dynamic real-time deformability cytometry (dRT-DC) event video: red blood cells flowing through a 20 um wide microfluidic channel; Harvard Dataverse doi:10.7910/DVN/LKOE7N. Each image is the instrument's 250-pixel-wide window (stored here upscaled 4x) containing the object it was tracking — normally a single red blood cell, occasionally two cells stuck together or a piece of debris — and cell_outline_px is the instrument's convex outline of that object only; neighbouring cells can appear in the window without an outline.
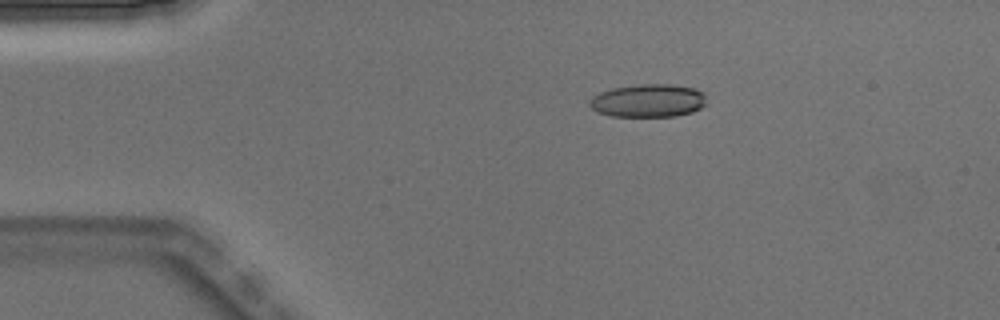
{"species": "Egyptian fruit bat (a non-hibernating species)", "species_latin": "Rousettus aegyptiacus", "temperature_condition": "warm", "stored_images_in_passage": 4, "camera_frame_rate_fps": 3000, "um_per_image_px": 0.085, "animal": {"sex": "male"}, "frame": {"image": 1, "passage_image": 3, "time_ms": 0.667, "image_size_px": [1000, 320], "cell_outline_px": [[704, 104], [700, 108], [692, 112], [676, 116], [612, 116], [596, 112], [588, 104], [588, 100], [592, 96], [600, 92], [612, 88], [640, 84], [672, 84], [692, 88], [704, 92]], "centroid_in_image_um": [55.05, 8.55], "position_along_channel_um": 30.0, "area_um2": 22.54}}